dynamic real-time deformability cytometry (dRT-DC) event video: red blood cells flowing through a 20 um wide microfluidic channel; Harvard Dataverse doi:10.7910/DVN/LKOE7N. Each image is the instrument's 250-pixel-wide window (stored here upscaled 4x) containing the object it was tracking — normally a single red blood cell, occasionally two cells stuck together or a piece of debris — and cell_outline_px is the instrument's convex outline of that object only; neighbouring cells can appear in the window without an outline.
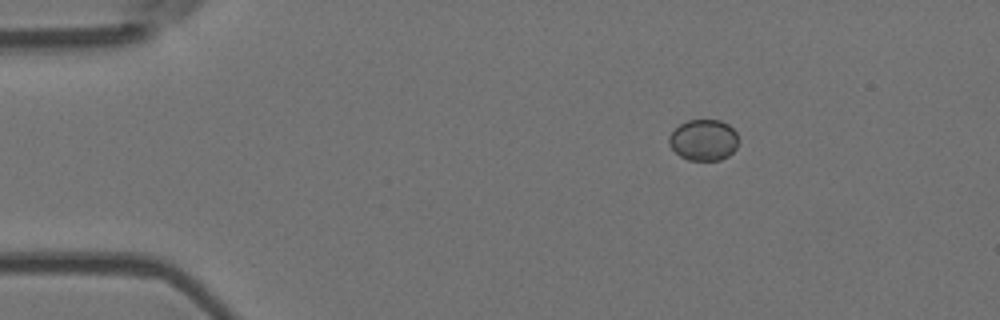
{"species": "Egyptian fruit bat (a non-hibernating species)", "species_latin": "Rousettus aegyptiacus", "temperature_condition": "room temperature", "stored_images_in_passage": 6, "camera_frame_rate_fps": 3000, "um_per_image_px": 0.085, "animal": {"sex": "female"}, "frame": {"image": 1, "passage_image": 6, "time_ms": 1.667, "image_size_px": [1000, 320], "cell_outline_px": [[736, 148], [728, 156], [720, 160], [688, 160], [680, 156], [668, 144], [668, 136], [680, 124], [688, 120], [720, 120], [728, 124], [736, 132]], "centroid_in_image_um": [59.78, 11.9], "position_along_channel_um": 25.2, "area_um2": 16.53}}